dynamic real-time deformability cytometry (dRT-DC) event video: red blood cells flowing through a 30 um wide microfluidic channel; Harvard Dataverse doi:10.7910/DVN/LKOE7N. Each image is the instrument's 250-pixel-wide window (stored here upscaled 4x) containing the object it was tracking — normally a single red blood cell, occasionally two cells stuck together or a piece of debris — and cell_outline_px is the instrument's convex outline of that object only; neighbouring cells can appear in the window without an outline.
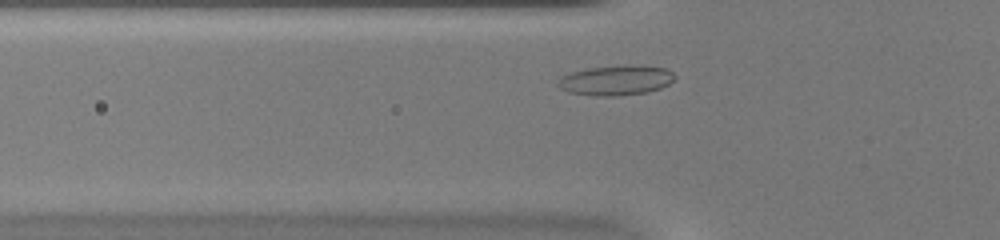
{"species": "common noctule bat (a hibernating species)", "species_latin": "Nyctalus noctula", "temperature_condition": "warm", "stored_images_in_passage": 33, "camera_frame_rate_fps": 3000, "um_per_image_px": 0.085, "animal": {"sex": "female", "body_mass_g": 20.0, "forearm_length_mm": 54.0}, "frame": {"image": 1, "passage_image": 5, "time_ms": 1.333, "image_size_px": [1000, 240], "cell_outline_px": [[676, 76], [668, 84], [660, 88], [648, 92], [616, 96], [596, 96], [568, 92], [560, 88], [556, 84], [560, 76], [572, 72], [588, 68], [640, 64], [664, 68], [672, 72]], "centroid_in_image_um": [52.34, 6.82], "position_along_channel_um": 73.5, "area_um2": 20.46}}
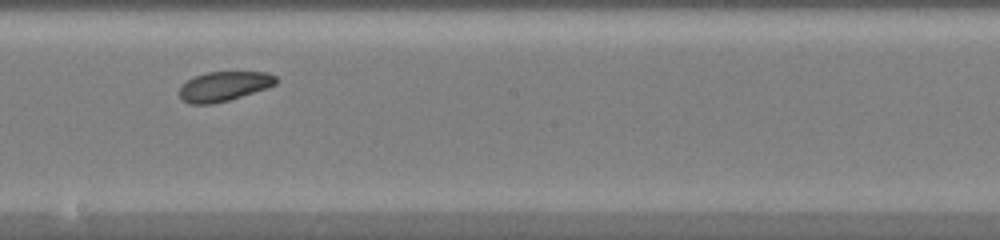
{"frame": {"image": 2, "passage_image": 17, "time_ms": 5.333, "image_size_px": [1000, 240], "cell_outline_px": [[276, 84], [268, 88], [228, 100], [212, 104], [188, 104], [180, 96], [180, 88], [188, 80], [204, 72], [268, 72], [276, 76]], "centroid_in_image_um": [19.06, 7.33], "position_along_channel_um": 229.1, "area_um2": 16.53}}
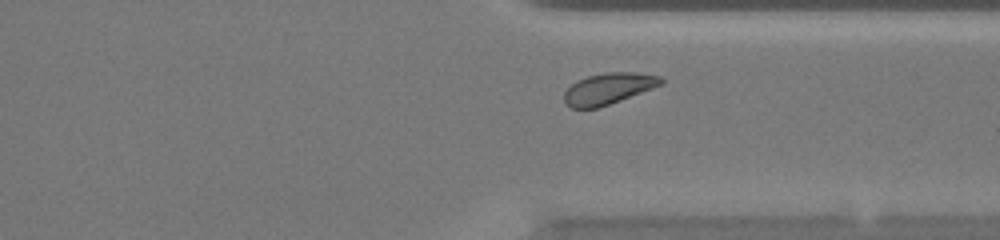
{"frame": {"image": 3, "passage_image": 27, "time_ms": 8.667, "image_size_px": [1000, 240], "cell_outline_px": [[664, 84], [620, 100], [596, 108], [572, 108], [564, 104], [564, 92], [576, 80], [588, 76], [604, 72], [636, 72], [660, 76], [664, 80]], "centroid_in_image_um": [51.71, 7.52], "position_along_channel_um": 359.7, "area_um2": 17.63}, "authors_computed_cell_mechanics": {"area_um2": 17.5134, "velocity_mm_per_s": 3.9087, "shape_relaxation_time_tau1_ms": 1.0119, "shape_relaxation_time_tau2_ms": 2.9445, "deformation_change_tau1": 0.0797, "deformation_change_tau2": 0.0919}}